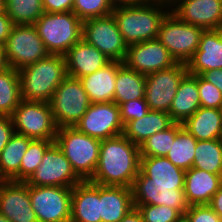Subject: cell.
Masks as SVG:
<instances>
[{
  "instance_id": "1",
  "label": "cell",
  "mask_w": 222,
  "mask_h": 222,
  "mask_svg": "<svg viewBox=\"0 0 222 222\" xmlns=\"http://www.w3.org/2000/svg\"><path fill=\"white\" fill-rule=\"evenodd\" d=\"M140 171V147L123 134L101 140L95 184L132 188Z\"/></svg>"
},
{
  "instance_id": "2",
  "label": "cell",
  "mask_w": 222,
  "mask_h": 222,
  "mask_svg": "<svg viewBox=\"0 0 222 222\" xmlns=\"http://www.w3.org/2000/svg\"><path fill=\"white\" fill-rule=\"evenodd\" d=\"M169 11V0H148L143 4L115 7L112 14L129 46L158 38L160 23Z\"/></svg>"
},
{
  "instance_id": "3",
  "label": "cell",
  "mask_w": 222,
  "mask_h": 222,
  "mask_svg": "<svg viewBox=\"0 0 222 222\" xmlns=\"http://www.w3.org/2000/svg\"><path fill=\"white\" fill-rule=\"evenodd\" d=\"M19 71L21 99L49 102L55 89L68 76L64 55L48 54Z\"/></svg>"
},
{
  "instance_id": "4",
  "label": "cell",
  "mask_w": 222,
  "mask_h": 222,
  "mask_svg": "<svg viewBox=\"0 0 222 222\" xmlns=\"http://www.w3.org/2000/svg\"><path fill=\"white\" fill-rule=\"evenodd\" d=\"M33 26L49 54L65 55L82 39L83 21L73 11L44 12Z\"/></svg>"
},
{
  "instance_id": "5",
  "label": "cell",
  "mask_w": 222,
  "mask_h": 222,
  "mask_svg": "<svg viewBox=\"0 0 222 222\" xmlns=\"http://www.w3.org/2000/svg\"><path fill=\"white\" fill-rule=\"evenodd\" d=\"M54 142L82 181L93 177L99 161L101 140L81 133L75 127H61L57 129Z\"/></svg>"
},
{
  "instance_id": "6",
  "label": "cell",
  "mask_w": 222,
  "mask_h": 222,
  "mask_svg": "<svg viewBox=\"0 0 222 222\" xmlns=\"http://www.w3.org/2000/svg\"><path fill=\"white\" fill-rule=\"evenodd\" d=\"M57 128L74 127L91 102L79 79L67 76L49 101Z\"/></svg>"
},
{
  "instance_id": "7",
  "label": "cell",
  "mask_w": 222,
  "mask_h": 222,
  "mask_svg": "<svg viewBox=\"0 0 222 222\" xmlns=\"http://www.w3.org/2000/svg\"><path fill=\"white\" fill-rule=\"evenodd\" d=\"M204 29L179 20L168 12L159 26L158 40L176 62H187L193 57Z\"/></svg>"
},
{
  "instance_id": "8",
  "label": "cell",
  "mask_w": 222,
  "mask_h": 222,
  "mask_svg": "<svg viewBox=\"0 0 222 222\" xmlns=\"http://www.w3.org/2000/svg\"><path fill=\"white\" fill-rule=\"evenodd\" d=\"M11 117L16 133L33 140L55 141L58 128L49 102L21 100Z\"/></svg>"
},
{
  "instance_id": "9",
  "label": "cell",
  "mask_w": 222,
  "mask_h": 222,
  "mask_svg": "<svg viewBox=\"0 0 222 222\" xmlns=\"http://www.w3.org/2000/svg\"><path fill=\"white\" fill-rule=\"evenodd\" d=\"M82 39L111 61L123 62L126 57L128 45L124 42L113 14L83 21Z\"/></svg>"
},
{
  "instance_id": "10",
  "label": "cell",
  "mask_w": 222,
  "mask_h": 222,
  "mask_svg": "<svg viewBox=\"0 0 222 222\" xmlns=\"http://www.w3.org/2000/svg\"><path fill=\"white\" fill-rule=\"evenodd\" d=\"M9 67L20 70L45 58L47 52L33 25H14L4 44Z\"/></svg>"
},
{
  "instance_id": "11",
  "label": "cell",
  "mask_w": 222,
  "mask_h": 222,
  "mask_svg": "<svg viewBox=\"0 0 222 222\" xmlns=\"http://www.w3.org/2000/svg\"><path fill=\"white\" fill-rule=\"evenodd\" d=\"M29 197L38 222H70L72 188L29 186Z\"/></svg>"
},
{
  "instance_id": "12",
  "label": "cell",
  "mask_w": 222,
  "mask_h": 222,
  "mask_svg": "<svg viewBox=\"0 0 222 222\" xmlns=\"http://www.w3.org/2000/svg\"><path fill=\"white\" fill-rule=\"evenodd\" d=\"M187 73V65L177 62L168 69L148 74L144 98L149 109L169 112L179 84Z\"/></svg>"
},
{
  "instance_id": "13",
  "label": "cell",
  "mask_w": 222,
  "mask_h": 222,
  "mask_svg": "<svg viewBox=\"0 0 222 222\" xmlns=\"http://www.w3.org/2000/svg\"><path fill=\"white\" fill-rule=\"evenodd\" d=\"M82 180L75 174L62 150L54 142L44 153L36 171L26 181L29 186H62L73 188Z\"/></svg>"
},
{
  "instance_id": "14",
  "label": "cell",
  "mask_w": 222,
  "mask_h": 222,
  "mask_svg": "<svg viewBox=\"0 0 222 222\" xmlns=\"http://www.w3.org/2000/svg\"><path fill=\"white\" fill-rule=\"evenodd\" d=\"M81 133L99 140L123 134L120 108L115 102L91 103L86 113L74 125Z\"/></svg>"
},
{
  "instance_id": "15",
  "label": "cell",
  "mask_w": 222,
  "mask_h": 222,
  "mask_svg": "<svg viewBox=\"0 0 222 222\" xmlns=\"http://www.w3.org/2000/svg\"><path fill=\"white\" fill-rule=\"evenodd\" d=\"M177 62L156 38L128 46L123 64L143 75L168 69Z\"/></svg>"
},
{
  "instance_id": "16",
  "label": "cell",
  "mask_w": 222,
  "mask_h": 222,
  "mask_svg": "<svg viewBox=\"0 0 222 222\" xmlns=\"http://www.w3.org/2000/svg\"><path fill=\"white\" fill-rule=\"evenodd\" d=\"M179 20L204 30L222 29V0H169Z\"/></svg>"
},
{
  "instance_id": "17",
  "label": "cell",
  "mask_w": 222,
  "mask_h": 222,
  "mask_svg": "<svg viewBox=\"0 0 222 222\" xmlns=\"http://www.w3.org/2000/svg\"><path fill=\"white\" fill-rule=\"evenodd\" d=\"M0 213L11 222H38L26 182L0 181Z\"/></svg>"
},
{
  "instance_id": "18",
  "label": "cell",
  "mask_w": 222,
  "mask_h": 222,
  "mask_svg": "<svg viewBox=\"0 0 222 222\" xmlns=\"http://www.w3.org/2000/svg\"><path fill=\"white\" fill-rule=\"evenodd\" d=\"M185 172L166 157H140V171L133 185L175 186V190H184Z\"/></svg>"
},
{
  "instance_id": "19",
  "label": "cell",
  "mask_w": 222,
  "mask_h": 222,
  "mask_svg": "<svg viewBox=\"0 0 222 222\" xmlns=\"http://www.w3.org/2000/svg\"><path fill=\"white\" fill-rule=\"evenodd\" d=\"M186 65L188 73L193 75L222 69V29L204 30L197 50Z\"/></svg>"
},
{
  "instance_id": "20",
  "label": "cell",
  "mask_w": 222,
  "mask_h": 222,
  "mask_svg": "<svg viewBox=\"0 0 222 222\" xmlns=\"http://www.w3.org/2000/svg\"><path fill=\"white\" fill-rule=\"evenodd\" d=\"M64 56L67 75L76 79L90 75L111 62L107 56L84 39L75 43Z\"/></svg>"
},
{
  "instance_id": "21",
  "label": "cell",
  "mask_w": 222,
  "mask_h": 222,
  "mask_svg": "<svg viewBox=\"0 0 222 222\" xmlns=\"http://www.w3.org/2000/svg\"><path fill=\"white\" fill-rule=\"evenodd\" d=\"M132 197L133 205H165L183 216L190 207L184 190H175V186L133 185Z\"/></svg>"
},
{
  "instance_id": "22",
  "label": "cell",
  "mask_w": 222,
  "mask_h": 222,
  "mask_svg": "<svg viewBox=\"0 0 222 222\" xmlns=\"http://www.w3.org/2000/svg\"><path fill=\"white\" fill-rule=\"evenodd\" d=\"M70 222H101L99 184L86 180L72 188Z\"/></svg>"
},
{
  "instance_id": "23",
  "label": "cell",
  "mask_w": 222,
  "mask_h": 222,
  "mask_svg": "<svg viewBox=\"0 0 222 222\" xmlns=\"http://www.w3.org/2000/svg\"><path fill=\"white\" fill-rule=\"evenodd\" d=\"M101 222H119L134 208L132 188L99 184Z\"/></svg>"
},
{
  "instance_id": "24",
  "label": "cell",
  "mask_w": 222,
  "mask_h": 222,
  "mask_svg": "<svg viewBox=\"0 0 222 222\" xmlns=\"http://www.w3.org/2000/svg\"><path fill=\"white\" fill-rule=\"evenodd\" d=\"M220 186L221 175L193 167L185 172L184 193L190 206L208 205Z\"/></svg>"
},
{
  "instance_id": "25",
  "label": "cell",
  "mask_w": 222,
  "mask_h": 222,
  "mask_svg": "<svg viewBox=\"0 0 222 222\" xmlns=\"http://www.w3.org/2000/svg\"><path fill=\"white\" fill-rule=\"evenodd\" d=\"M122 64L111 61L98 71L79 79L91 103L113 102L117 69Z\"/></svg>"
},
{
  "instance_id": "26",
  "label": "cell",
  "mask_w": 222,
  "mask_h": 222,
  "mask_svg": "<svg viewBox=\"0 0 222 222\" xmlns=\"http://www.w3.org/2000/svg\"><path fill=\"white\" fill-rule=\"evenodd\" d=\"M200 107L198 75L187 73L179 84L168 113L174 123L182 124Z\"/></svg>"
},
{
  "instance_id": "27",
  "label": "cell",
  "mask_w": 222,
  "mask_h": 222,
  "mask_svg": "<svg viewBox=\"0 0 222 222\" xmlns=\"http://www.w3.org/2000/svg\"><path fill=\"white\" fill-rule=\"evenodd\" d=\"M173 123L168 112L149 110L145 116L126 123L123 135L134 144L140 146L150 136L166 130Z\"/></svg>"
},
{
  "instance_id": "28",
  "label": "cell",
  "mask_w": 222,
  "mask_h": 222,
  "mask_svg": "<svg viewBox=\"0 0 222 222\" xmlns=\"http://www.w3.org/2000/svg\"><path fill=\"white\" fill-rule=\"evenodd\" d=\"M182 125L198 141L222 139L220 109L200 107Z\"/></svg>"
},
{
  "instance_id": "29",
  "label": "cell",
  "mask_w": 222,
  "mask_h": 222,
  "mask_svg": "<svg viewBox=\"0 0 222 222\" xmlns=\"http://www.w3.org/2000/svg\"><path fill=\"white\" fill-rule=\"evenodd\" d=\"M33 139L14 133L0 152V180L20 182V164Z\"/></svg>"
},
{
  "instance_id": "30",
  "label": "cell",
  "mask_w": 222,
  "mask_h": 222,
  "mask_svg": "<svg viewBox=\"0 0 222 222\" xmlns=\"http://www.w3.org/2000/svg\"><path fill=\"white\" fill-rule=\"evenodd\" d=\"M146 75L127 68L122 64L117 69L113 102L118 106L130 100L145 96Z\"/></svg>"
},
{
  "instance_id": "31",
  "label": "cell",
  "mask_w": 222,
  "mask_h": 222,
  "mask_svg": "<svg viewBox=\"0 0 222 222\" xmlns=\"http://www.w3.org/2000/svg\"><path fill=\"white\" fill-rule=\"evenodd\" d=\"M19 71L9 67L0 73V116H12L21 101Z\"/></svg>"
},
{
  "instance_id": "32",
  "label": "cell",
  "mask_w": 222,
  "mask_h": 222,
  "mask_svg": "<svg viewBox=\"0 0 222 222\" xmlns=\"http://www.w3.org/2000/svg\"><path fill=\"white\" fill-rule=\"evenodd\" d=\"M192 167L216 175L222 174V139L198 141Z\"/></svg>"
},
{
  "instance_id": "33",
  "label": "cell",
  "mask_w": 222,
  "mask_h": 222,
  "mask_svg": "<svg viewBox=\"0 0 222 222\" xmlns=\"http://www.w3.org/2000/svg\"><path fill=\"white\" fill-rule=\"evenodd\" d=\"M197 140L184 128L175 136L166 158L176 167L187 171L192 168Z\"/></svg>"
},
{
  "instance_id": "34",
  "label": "cell",
  "mask_w": 222,
  "mask_h": 222,
  "mask_svg": "<svg viewBox=\"0 0 222 222\" xmlns=\"http://www.w3.org/2000/svg\"><path fill=\"white\" fill-rule=\"evenodd\" d=\"M5 13L14 25H33L44 13L42 0H5Z\"/></svg>"
},
{
  "instance_id": "35",
  "label": "cell",
  "mask_w": 222,
  "mask_h": 222,
  "mask_svg": "<svg viewBox=\"0 0 222 222\" xmlns=\"http://www.w3.org/2000/svg\"><path fill=\"white\" fill-rule=\"evenodd\" d=\"M183 128L181 123H173L164 131L150 136L140 145V157H166L174 143L176 134Z\"/></svg>"
},
{
  "instance_id": "36",
  "label": "cell",
  "mask_w": 222,
  "mask_h": 222,
  "mask_svg": "<svg viewBox=\"0 0 222 222\" xmlns=\"http://www.w3.org/2000/svg\"><path fill=\"white\" fill-rule=\"evenodd\" d=\"M54 143L49 140H32L20 164V182H26L40 166L46 150Z\"/></svg>"
},
{
  "instance_id": "37",
  "label": "cell",
  "mask_w": 222,
  "mask_h": 222,
  "mask_svg": "<svg viewBox=\"0 0 222 222\" xmlns=\"http://www.w3.org/2000/svg\"><path fill=\"white\" fill-rule=\"evenodd\" d=\"M109 0H74L72 11L82 20L104 17L112 14Z\"/></svg>"
},
{
  "instance_id": "38",
  "label": "cell",
  "mask_w": 222,
  "mask_h": 222,
  "mask_svg": "<svg viewBox=\"0 0 222 222\" xmlns=\"http://www.w3.org/2000/svg\"><path fill=\"white\" fill-rule=\"evenodd\" d=\"M140 212L143 222H179L183 215L165 205H134Z\"/></svg>"
},
{
  "instance_id": "39",
  "label": "cell",
  "mask_w": 222,
  "mask_h": 222,
  "mask_svg": "<svg viewBox=\"0 0 222 222\" xmlns=\"http://www.w3.org/2000/svg\"><path fill=\"white\" fill-rule=\"evenodd\" d=\"M198 91L201 107L216 109L222 107L221 91L201 75H198Z\"/></svg>"
},
{
  "instance_id": "40",
  "label": "cell",
  "mask_w": 222,
  "mask_h": 222,
  "mask_svg": "<svg viewBox=\"0 0 222 222\" xmlns=\"http://www.w3.org/2000/svg\"><path fill=\"white\" fill-rule=\"evenodd\" d=\"M119 108L120 118L123 125L131 120H136L145 116L150 110L145 98L121 103Z\"/></svg>"
},
{
  "instance_id": "41",
  "label": "cell",
  "mask_w": 222,
  "mask_h": 222,
  "mask_svg": "<svg viewBox=\"0 0 222 222\" xmlns=\"http://www.w3.org/2000/svg\"><path fill=\"white\" fill-rule=\"evenodd\" d=\"M184 217L189 222H222V218L209 205H192Z\"/></svg>"
},
{
  "instance_id": "42",
  "label": "cell",
  "mask_w": 222,
  "mask_h": 222,
  "mask_svg": "<svg viewBox=\"0 0 222 222\" xmlns=\"http://www.w3.org/2000/svg\"><path fill=\"white\" fill-rule=\"evenodd\" d=\"M45 13L72 11L74 0H42Z\"/></svg>"
},
{
  "instance_id": "43",
  "label": "cell",
  "mask_w": 222,
  "mask_h": 222,
  "mask_svg": "<svg viewBox=\"0 0 222 222\" xmlns=\"http://www.w3.org/2000/svg\"><path fill=\"white\" fill-rule=\"evenodd\" d=\"M15 133L12 117L0 116V152Z\"/></svg>"
},
{
  "instance_id": "44",
  "label": "cell",
  "mask_w": 222,
  "mask_h": 222,
  "mask_svg": "<svg viewBox=\"0 0 222 222\" xmlns=\"http://www.w3.org/2000/svg\"><path fill=\"white\" fill-rule=\"evenodd\" d=\"M14 24L11 18L5 13L0 14V45L4 46L7 37L11 33Z\"/></svg>"
},
{
  "instance_id": "45",
  "label": "cell",
  "mask_w": 222,
  "mask_h": 222,
  "mask_svg": "<svg viewBox=\"0 0 222 222\" xmlns=\"http://www.w3.org/2000/svg\"><path fill=\"white\" fill-rule=\"evenodd\" d=\"M201 76L216 86L222 93V69H214L201 74Z\"/></svg>"
},
{
  "instance_id": "46",
  "label": "cell",
  "mask_w": 222,
  "mask_h": 222,
  "mask_svg": "<svg viewBox=\"0 0 222 222\" xmlns=\"http://www.w3.org/2000/svg\"><path fill=\"white\" fill-rule=\"evenodd\" d=\"M208 205L222 218V186L213 195Z\"/></svg>"
},
{
  "instance_id": "47",
  "label": "cell",
  "mask_w": 222,
  "mask_h": 222,
  "mask_svg": "<svg viewBox=\"0 0 222 222\" xmlns=\"http://www.w3.org/2000/svg\"><path fill=\"white\" fill-rule=\"evenodd\" d=\"M119 222H143V219L140 212L134 207Z\"/></svg>"
},
{
  "instance_id": "48",
  "label": "cell",
  "mask_w": 222,
  "mask_h": 222,
  "mask_svg": "<svg viewBox=\"0 0 222 222\" xmlns=\"http://www.w3.org/2000/svg\"><path fill=\"white\" fill-rule=\"evenodd\" d=\"M148 0H109L113 8L119 6L138 5L147 2Z\"/></svg>"
},
{
  "instance_id": "49",
  "label": "cell",
  "mask_w": 222,
  "mask_h": 222,
  "mask_svg": "<svg viewBox=\"0 0 222 222\" xmlns=\"http://www.w3.org/2000/svg\"><path fill=\"white\" fill-rule=\"evenodd\" d=\"M8 68L9 65L6 59L4 46L0 45V73Z\"/></svg>"
},
{
  "instance_id": "50",
  "label": "cell",
  "mask_w": 222,
  "mask_h": 222,
  "mask_svg": "<svg viewBox=\"0 0 222 222\" xmlns=\"http://www.w3.org/2000/svg\"><path fill=\"white\" fill-rule=\"evenodd\" d=\"M5 12V0H0V14Z\"/></svg>"
},
{
  "instance_id": "51",
  "label": "cell",
  "mask_w": 222,
  "mask_h": 222,
  "mask_svg": "<svg viewBox=\"0 0 222 222\" xmlns=\"http://www.w3.org/2000/svg\"><path fill=\"white\" fill-rule=\"evenodd\" d=\"M0 222H11V221L8 220L6 217H4V216L0 213Z\"/></svg>"
},
{
  "instance_id": "52",
  "label": "cell",
  "mask_w": 222,
  "mask_h": 222,
  "mask_svg": "<svg viewBox=\"0 0 222 222\" xmlns=\"http://www.w3.org/2000/svg\"><path fill=\"white\" fill-rule=\"evenodd\" d=\"M179 222H189L184 216L179 220Z\"/></svg>"
}]
</instances>
